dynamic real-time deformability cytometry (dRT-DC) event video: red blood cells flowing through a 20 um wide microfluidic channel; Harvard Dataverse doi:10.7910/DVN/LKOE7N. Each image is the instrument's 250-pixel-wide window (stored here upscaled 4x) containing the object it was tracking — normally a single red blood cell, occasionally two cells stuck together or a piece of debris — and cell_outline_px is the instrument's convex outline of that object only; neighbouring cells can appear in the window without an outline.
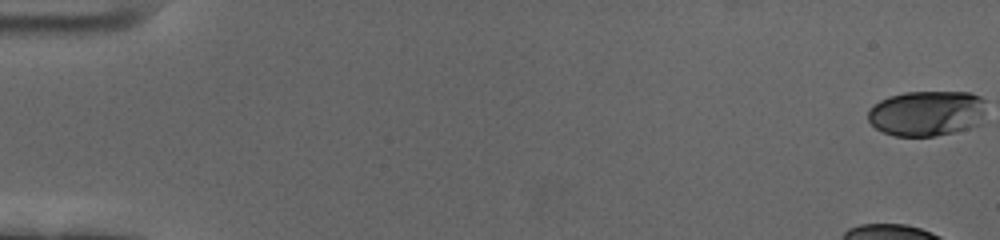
{"species": "human", "species_latin": "Homo sapiens", "temperature_condition": "cold", "stored_images_in_passage": 51, "camera_frame_rate_fps": 3000, "um_per_image_px": 0.085, "donor": {"sex": "female"}, "frame": {"image": 1, "passage_image": 1, "time_ms": 0.0, "image_size_px": [1000, 240], "cell_outline_px": [[984, 124], [936, 136], [896, 136], [884, 132], [876, 128], [868, 120], [868, 112], [880, 100], [888, 96], [904, 92], [968, 92], [980, 96], [984, 100]], "centroid_in_image_um": [78.82, 9.63], "position_along_channel_um": 6.2, "area_um2": 31.44}}